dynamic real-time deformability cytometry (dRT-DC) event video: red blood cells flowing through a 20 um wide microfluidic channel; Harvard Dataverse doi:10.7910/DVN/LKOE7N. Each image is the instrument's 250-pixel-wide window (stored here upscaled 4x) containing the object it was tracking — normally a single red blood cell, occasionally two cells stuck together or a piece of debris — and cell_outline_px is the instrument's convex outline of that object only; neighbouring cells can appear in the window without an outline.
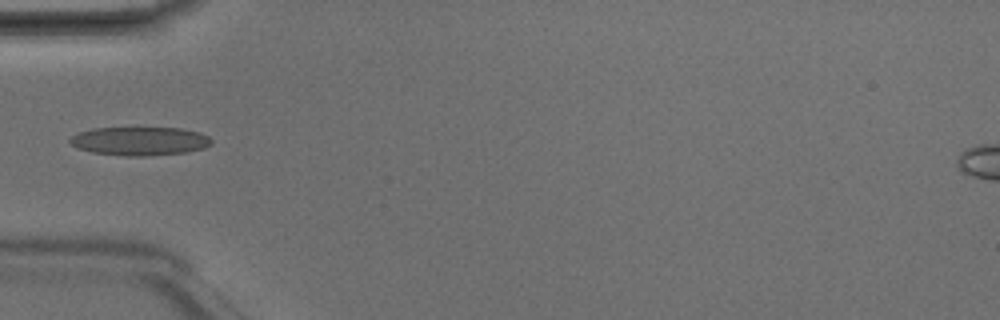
{"species": "Egyptian fruit bat (a non-hibernating species)", "species_latin": "Rousettus aegyptiacus", "temperature_condition": "room temperature", "stored_images_in_passage": 4, "camera_frame_rate_fps": 3000, "um_per_image_px": 0.085, "animal": {"sex": "male"}, "frame": {"image": 1, "passage_image": 4, "time_ms": 1.0, "image_size_px": [1000, 320], "cell_outline_px": [[212, 144], [204, 148], [188, 152], [144, 156], [128, 156], [92, 152], [76, 148], [68, 140], [72, 136], [80, 132], [92, 128], [136, 124], [180, 128], [200, 132], [208, 136], [212, 140]], "centroid_in_image_um": [11.88, 11.93], "position_along_channel_um": 73.1, "area_um2": 24.85}}